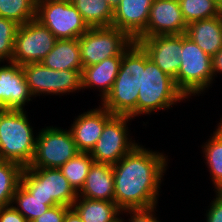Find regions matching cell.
I'll use <instances>...</instances> for the list:
<instances>
[{"label":"cell","instance_id":"obj_4","mask_svg":"<svg viewBox=\"0 0 222 222\" xmlns=\"http://www.w3.org/2000/svg\"><path fill=\"white\" fill-rule=\"evenodd\" d=\"M187 99L175 80L164 73L142 48V86L137 100V116L159 110H168Z\"/></svg>","mask_w":222,"mask_h":222},{"label":"cell","instance_id":"obj_30","mask_svg":"<svg viewBox=\"0 0 222 222\" xmlns=\"http://www.w3.org/2000/svg\"><path fill=\"white\" fill-rule=\"evenodd\" d=\"M18 27L16 22L0 16V63L11 62Z\"/></svg>","mask_w":222,"mask_h":222},{"label":"cell","instance_id":"obj_32","mask_svg":"<svg viewBox=\"0 0 222 222\" xmlns=\"http://www.w3.org/2000/svg\"><path fill=\"white\" fill-rule=\"evenodd\" d=\"M155 209L156 206L147 209H126L122 210L121 214L123 215V212H126V214L128 212L130 214L131 218L128 219V222H160L157 220V217H155ZM124 221L123 219V222Z\"/></svg>","mask_w":222,"mask_h":222},{"label":"cell","instance_id":"obj_29","mask_svg":"<svg viewBox=\"0 0 222 222\" xmlns=\"http://www.w3.org/2000/svg\"><path fill=\"white\" fill-rule=\"evenodd\" d=\"M37 0H0V16L23 25L36 18Z\"/></svg>","mask_w":222,"mask_h":222},{"label":"cell","instance_id":"obj_40","mask_svg":"<svg viewBox=\"0 0 222 222\" xmlns=\"http://www.w3.org/2000/svg\"><path fill=\"white\" fill-rule=\"evenodd\" d=\"M218 192L222 194V187L218 190Z\"/></svg>","mask_w":222,"mask_h":222},{"label":"cell","instance_id":"obj_2","mask_svg":"<svg viewBox=\"0 0 222 222\" xmlns=\"http://www.w3.org/2000/svg\"><path fill=\"white\" fill-rule=\"evenodd\" d=\"M142 86V47L133 42L123 53L113 87L101 102L112 115L137 116V100Z\"/></svg>","mask_w":222,"mask_h":222},{"label":"cell","instance_id":"obj_39","mask_svg":"<svg viewBox=\"0 0 222 222\" xmlns=\"http://www.w3.org/2000/svg\"><path fill=\"white\" fill-rule=\"evenodd\" d=\"M115 222H123L122 217L120 216V218H118Z\"/></svg>","mask_w":222,"mask_h":222},{"label":"cell","instance_id":"obj_10","mask_svg":"<svg viewBox=\"0 0 222 222\" xmlns=\"http://www.w3.org/2000/svg\"><path fill=\"white\" fill-rule=\"evenodd\" d=\"M31 95H65L82 90V70H54L42 62L22 65ZM69 92V93H68Z\"/></svg>","mask_w":222,"mask_h":222},{"label":"cell","instance_id":"obj_24","mask_svg":"<svg viewBox=\"0 0 222 222\" xmlns=\"http://www.w3.org/2000/svg\"><path fill=\"white\" fill-rule=\"evenodd\" d=\"M206 143V144H205ZM202 146L203 157H205L215 192L222 187V123L217 125L215 132L211 134Z\"/></svg>","mask_w":222,"mask_h":222},{"label":"cell","instance_id":"obj_19","mask_svg":"<svg viewBox=\"0 0 222 222\" xmlns=\"http://www.w3.org/2000/svg\"><path fill=\"white\" fill-rule=\"evenodd\" d=\"M78 197L114 201V173L110 164L94 162Z\"/></svg>","mask_w":222,"mask_h":222},{"label":"cell","instance_id":"obj_13","mask_svg":"<svg viewBox=\"0 0 222 222\" xmlns=\"http://www.w3.org/2000/svg\"><path fill=\"white\" fill-rule=\"evenodd\" d=\"M135 42L164 73L176 78L181 65L182 34L138 37Z\"/></svg>","mask_w":222,"mask_h":222},{"label":"cell","instance_id":"obj_7","mask_svg":"<svg viewBox=\"0 0 222 222\" xmlns=\"http://www.w3.org/2000/svg\"><path fill=\"white\" fill-rule=\"evenodd\" d=\"M35 19L57 39H78L89 29L70 0H37Z\"/></svg>","mask_w":222,"mask_h":222},{"label":"cell","instance_id":"obj_17","mask_svg":"<svg viewBox=\"0 0 222 222\" xmlns=\"http://www.w3.org/2000/svg\"><path fill=\"white\" fill-rule=\"evenodd\" d=\"M154 0H121L114 9L112 26L135 41L146 29Z\"/></svg>","mask_w":222,"mask_h":222},{"label":"cell","instance_id":"obj_22","mask_svg":"<svg viewBox=\"0 0 222 222\" xmlns=\"http://www.w3.org/2000/svg\"><path fill=\"white\" fill-rule=\"evenodd\" d=\"M72 208L83 222H115L122 211L114 201L93 200L78 196Z\"/></svg>","mask_w":222,"mask_h":222},{"label":"cell","instance_id":"obj_37","mask_svg":"<svg viewBox=\"0 0 222 222\" xmlns=\"http://www.w3.org/2000/svg\"><path fill=\"white\" fill-rule=\"evenodd\" d=\"M106 1L114 10L119 5L121 0H106Z\"/></svg>","mask_w":222,"mask_h":222},{"label":"cell","instance_id":"obj_9","mask_svg":"<svg viewBox=\"0 0 222 222\" xmlns=\"http://www.w3.org/2000/svg\"><path fill=\"white\" fill-rule=\"evenodd\" d=\"M38 133L29 167L60 168L79 153L69 129L48 126Z\"/></svg>","mask_w":222,"mask_h":222},{"label":"cell","instance_id":"obj_34","mask_svg":"<svg viewBox=\"0 0 222 222\" xmlns=\"http://www.w3.org/2000/svg\"><path fill=\"white\" fill-rule=\"evenodd\" d=\"M0 222H28V220L11 204L0 208Z\"/></svg>","mask_w":222,"mask_h":222},{"label":"cell","instance_id":"obj_5","mask_svg":"<svg viewBox=\"0 0 222 222\" xmlns=\"http://www.w3.org/2000/svg\"><path fill=\"white\" fill-rule=\"evenodd\" d=\"M181 65L175 83L187 98L205 93L213 83L212 57L182 34ZM211 84V85H210ZM207 88V89H206Z\"/></svg>","mask_w":222,"mask_h":222},{"label":"cell","instance_id":"obj_28","mask_svg":"<svg viewBox=\"0 0 222 222\" xmlns=\"http://www.w3.org/2000/svg\"><path fill=\"white\" fill-rule=\"evenodd\" d=\"M183 18L191 22L219 16L222 8L213 0H178Z\"/></svg>","mask_w":222,"mask_h":222},{"label":"cell","instance_id":"obj_6","mask_svg":"<svg viewBox=\"0 0 222 222\" xmlns=\"http://www.w3.org/2000/svg\"><path fill=\"white\" fill-rule=\"evenodd\" d=\"M21 184L39 200H52L54 206L72 207L78 196L59 168L26 167Z\"/></svg>","mask_w":222,"mask_h":222},{"label":"cell","instance_id":"obj_15","mask_svg":"<svg viewBox=\"0 0 222 222\" xmlns=\"http://www.w3.org/2000/svg\"><path fill=\"white\" fill-rule=\"evenodd\" d=\"M33 97L20 64H0V109L25 110L24 106Z\"/></svg>","mask_w":222,"mask_h":222},{"label":"cell","instance_id":"obj_36","mask_svg":"<svg viewBox=\"0 0 222 222\" xmlns=\"http://www.w3.org/2000/svg\"><path fill=\"white\" fill-rule=\"evenodd\" d=\"M64 222H83L78 213L71 207L65 216Z\"/></svg>","mask_w":222,"mask_h":222},{"label":"cell","instance_id":"obj_25","mask_svg":"<svg viewBox=\"0 0 222 222\" xmlns=\"http://www.w3.org/2000/svg\"><path fill=\"white\" fill-rule=\"evenodd\" d=\"M15 206H14V205ZM13 207L21 213L28 222H32L41 216L50 207H53L52 200H39L33 196L22 184L15 191L12 200Z\"/></svg>","mask_w":222,"mask_h":222},{"label":"cell","instance_id":"obj_1","mask_svg":"<svg viewBox=\"0 0 222 222\" xmlns=\"http://www.w3.org/2000/svg\"><path fill=\"white\" fill-rule=\"evenodd\" d=\"M163 154L138 144L112 165L114 202L121 210L157 205L162 177L168 166V158Z\"/></svg>","mask_w":222,"mask_h":222},{"label":"cell","instance_id":"obj_33","mask_svg":"<svg viewBox=\"0 0 222 222\" xmlns=\"http://www.w3.org/2000/svg\"><path fill=\"white\" fill-rule=\"evenodd\" d=\"M216 197L206 211V222H222V194L216 191Z\"/></svg>","mask_w":222,"mask_h":222},{"label":"cell","instance_id":"obj_21","mask_svg":"<svg viewBox=\"0 0 222 222\" xmlns=\"http://www.w3.org/2000/svg\"><path fill=\"white\" fill-rule=\"evenodd\" d=\"M47 68L54 70H83L78 39H57L53 49L42 60Z\"/></svg>","mask_w":222,"mask_h":222},{"label":"cell","instance_id":"obj_27","mask_svg":"<svg viewBox=\"0 0 222 222\" xmlns=\"http://www.w3.org/2000/svg\"><path fill=\"white\" fill-rule=\"evenodd\" d=\"M94 162L90 153L79 152L59 169L78 193L84 186L87 174Z\"/></svg>","mask_w":222,"mask_h":222},{"label":"cell","instance_id":"obj_23","mask_svg":"<svg viewBox=\"0 0 222 222\" xmlns=\"http://www.w3.org/2000/svg\"><path fill=\"white\" fill-rule=\"evenodd\" d=\"M89 28L110 27L114 10L106 0H70Z\"/></svg>","mask_w":222,"mask_h":222},{"label":"cell","instance_id":"obj_38","mask_svg":"<svg viewBox=\"0 0 222 222\" xmlns=\"http://www.w3.org/2000/svg\"><path fill=\"white\" fill-rule=\"evenodd\" d=\"M222 8V0H213Z\"/></svg>","mask_w":222,"mask_h":222},{"label":"cell","instance_id":"obj_3","mask_svg":"<svg viewBox=\"0 0 222 222\" xmlns=\"http://www.w3.org/2000/svg\"><path fill=\"white\" fill-rule=\"evenodd\" d=\"M24 111L0 109V160L26 168L34 157L36 137Z\"/></svg>","mask_w":222,"mask_h":222},{"label":"cell","instance_id":"obj_11","mask_svg":"<svg viewBox=\"0 0 222 222\" xmlns=\"http://www.w3.org/2000/svg\"><path fill=\"white\" fill-rule=\"evenodd\" d=\"M57 38L38 20L19 25L11 62L22 65L42 62L53 49Z\"/></svg>","mask_w":222,"mask_h":222},{"label":"cell","instance_id":"obj_8","mask_svg":"<svg viewBox=\"0 0 222 222\" xmlns=\"http://www.w3.org/2000/svg\"><path fill=\"white\" fill-rule=\"evenodd\" d=\"M78 40L83 67L113 56H123L134 42L125 32L113 26L89 28Z\"/></svg>","mask_w":222,"mask_h":222},{"label":"cell","instance_id":"obj_26","mask_svg":"<svg viewBox=\"0 0 222 222\" xmlns=\"http://www.w3.org/2000/svg\"><path fill=\"white\" fill-rule=\"evenodd\" d=\"M23 169L17 163L0 160V208L12 204L15 191L21 184Z\"/></svg>","mask_w":222,"mask_h":222},{"label":"cell","instance_id":"obj_18","mask_svg":"<svg viewBox=\"0 0 222 222\" xmlns=\"http://www.w3.org/2000/svg\"><path fill=\"white\" fill-rule=\"evenodd\" d=\"M121 62L122 56H113L98 64L83 67L81 73L82 89L96 87L100 90V97L103 101L113 87Z\"/></svg>","mask_w":222,"mask_h":222},{"label":"cell","instance_id":"obj_20","mask_svg":"<svg viewBox=\"0 0 222 222\" xmlns=\"http://www.w3.org/2000/svg\"><path fill=\"white\" fill-rule=\"evenodd\" d=\"M186 36L213 57L222 48V13L187 25Z\"/></svg>","mask_w":222,"mask_h":222},{"label":"cell","instance_id":"obj_14","mask_svg":"<svg viewBox=\"0 0 222 222\" xmlns=\"http://www.w3.org/2000/svg\"><path fill=\"white\" fill-rule=\"evenodd\" d=\"M187 24L178 0H154L145 31L139 37L185 34Z\"/></svg>","mask_w":222,"mask_h":222},{"label":"cell","instance_id":"obj_16","mask_svg":"<svg viewBox=\"0 0 222 222\" xmlns=\"http://www.w3.org/2000/svg\"><path fill=\"white\" fill-rule=\"evenodd\" d=\"M106 108L90 109L77 117L69 128L79 152L90 153L100 138L105 124L113 117Z\"/></svg>","mask_w":222,"mask_h":222},{"label":"cell","instance_id":"obj_35","mask_svg":"<svg viewBox=\"0 0 222 222\" xmlns=\"http://www.w3.org/2000/svg\"><path fill=\"white\" fill-rule=\"evenodd\" d=\"M212 72L214 76L222 73V48L212 57Z\"/></svg>","mask_w":222,"mask_h":222},{"label":"cell","instance_id":"obj_31","mask_svg":"<svg viewBox=\"0 0 222 222\" xmlns=\"http://www.w3.org/2000/svg\"><path fill=\"white\" fill-rule=\"evenodd\" d=\"M71 207L64 205H56L50 207L41 216L34 219L32 222H64L67 211Z\"/></svg>","mask_w":222,"mask_h":222},{"label":"cell","instance_id":"obj_12","mask_svg":"<svg viewBox=\"0 0 222 222\" xmlns=\"http://www.w3.org/2000/svg\"><path fill=\"white\" fill-rule=\"evenodd\" d=\"M131 119L129 116L114 115L105 124L100 138L90 152L96 163L115 165L138 145L129 135L127 123Z\"/></svg>","mask_w":222,"mask_h":222}]
</instances>
